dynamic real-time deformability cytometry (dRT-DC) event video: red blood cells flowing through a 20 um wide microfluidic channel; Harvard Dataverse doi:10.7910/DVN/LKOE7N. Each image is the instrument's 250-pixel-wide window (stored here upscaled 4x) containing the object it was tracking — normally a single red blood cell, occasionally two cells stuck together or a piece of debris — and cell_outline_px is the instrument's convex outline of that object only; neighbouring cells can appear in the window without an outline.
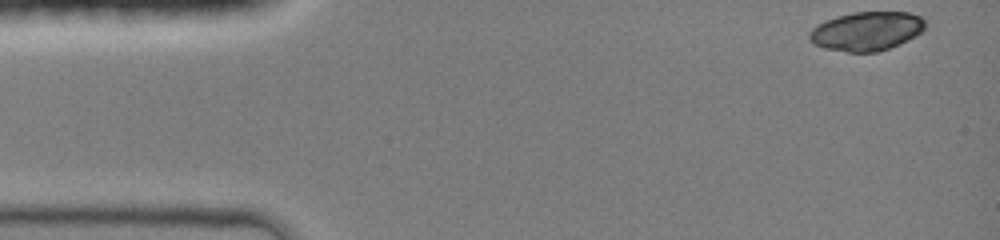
{"species": "common noctule bat (a hibernating species)", "species_latin": "Nyctalus noctula", "temperature_condition": "room temperature", "stored_images_in_passage": 40, "camera_frame_rate_fps": 3000, "um_per_image_px": 0.085, "animal": {"sex": "female", "body_mass_g": 19.0, "forearm_length_mm": 51.5}, "frame": {"image": 1, "passage_image": 1, "time_ms": 0.0, "image_size_px": [1000, 240], "cell_outline_px": [[924, 28], [916, 36], [900, 44], [876, 52], [848, 52], [824, 48], [812, 44], [808, 40], [808, 32], [812, 28], [836, 16], [852, 12], [908, 12], [920, 16], [924, 20]], "centroid_in_image_um": [73.63, 2.65], "position_along_channel_um": 11.4, "area_um2": 26.3}}
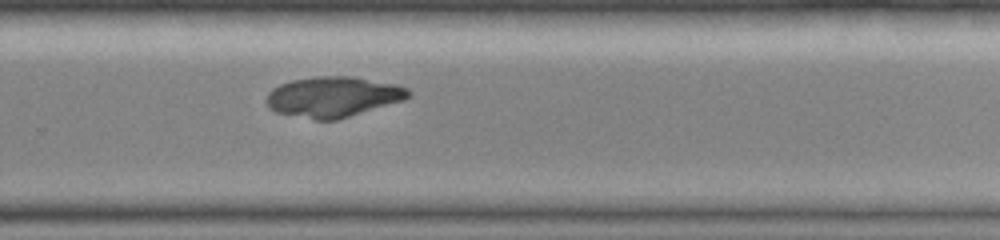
{"frame": {"image": 2, "passage_image": 29, "time_ms": 9.333, "image_size_px": [1000, 240], "cell_outline_px": [[412, 96], [404, 100], [336, 120], [316, 120], [276, 112], [268, 108], [268, 92], [272, 88], [280, 84], [292, 80], [316, 76], [352, 76], [396, 84], [408, 88], [412, 92]], "centroid_in_image_um": [28.34, 8.22], "position_along_channel_um": 301.5, "area_um2": 33.47}}
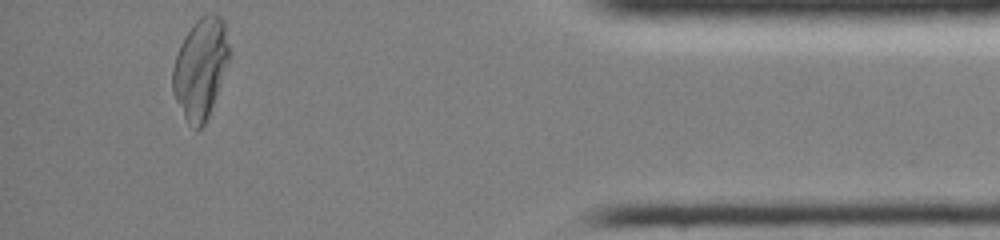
{"frame": {"image": 3, "passage_image": 40, "time_ms": 13.0, "image_size_px": [1000, 240], "cell_outline_px": [[232, 52], [208, 116], [204, 124], [196, 132], [188, 124], [172, 92], [172, 68], [180, 44], [184, 36], [196, 20], [200, 16], [212, 12], [220, 16], [224, 20]], "centroid_in_image_um": [17.05, 5.77], "position_along_channel_um": 418.1, "area_um2": 33.35}}